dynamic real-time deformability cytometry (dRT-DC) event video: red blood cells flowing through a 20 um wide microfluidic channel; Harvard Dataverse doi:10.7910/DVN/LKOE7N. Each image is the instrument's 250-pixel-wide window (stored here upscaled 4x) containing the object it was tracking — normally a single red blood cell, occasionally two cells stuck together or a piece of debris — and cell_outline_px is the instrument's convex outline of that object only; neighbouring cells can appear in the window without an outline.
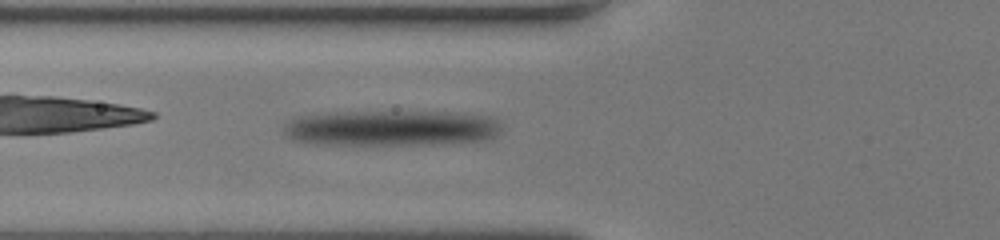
{"species": "human", "species_latin": "Homo sapiens", "temperature_condition": "room temperature", "stored_images_in_passage": 42, "camera_frame_rate_fps": 3000, "um_per_image_px": 0.085, "donor": {"sex": "female"}, "frame": {"image": 1, "passage_image": 3, "time_ms": 0.667, "image_size_px": [1000, 240], "cell_outline_px": [[500, 132], [492, 140], [444, 144], [312, 144], [292, 140], [284, 136], [284, 124], [292, 116], [324, 112], [456, 112], [488, 116], [496, 120], [500, 128]], "centroid_in_image_um": [33.2, 10.88], "position_along_channel_um": 92.6, "area_um2": 46.07}}
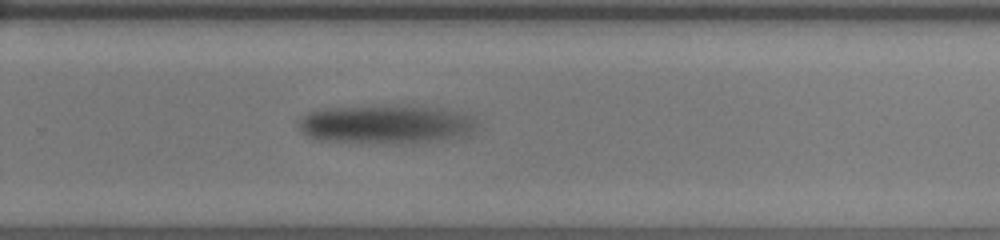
{"frame": {"image": 2, "passage_image": 22, "time_ms": 7.0, "image_size_px": [1000, 240], "cell_outline_px": [[476, 128], [468, 136], [444, 140], [416, 144], [396, 144], [316, 140], [308, 136], [300, 128], [300, 116], [308, 112], [320, 108], [392, 104], [408, 104], [444, 108], [464, 112], [472, 116], [476, 120]], "centroid_in_image_um": [32.9, 10.55], "position_along_channel_um": 296.9, "area_um2": 42.02}}
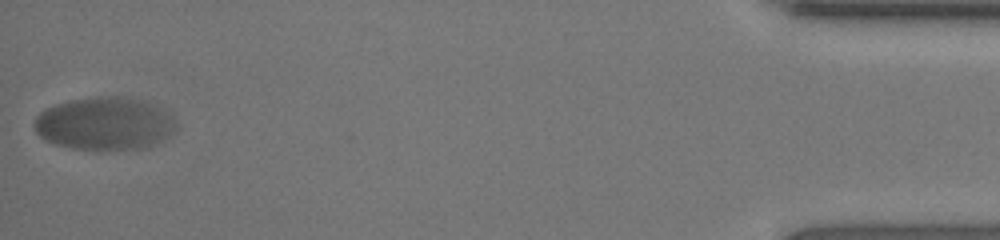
{"frame": {"image": 3, "passage_image": 42, "time_ms": 13.667, "image_size_px": [1000, 240], "cell_outline_px": [[176, 132], [164, 140], [148, 148], [72, 148], [52, 144], [40, 136], [36, 132], [32, 124], [36, 116], [44, 108], [68, 100], [100, 96], [120, 96], [148, 100], [172, 112], [176, 116]], "centroid_in_image_um": [8.96, 10.47], "position_along_channel_um": 426.2, "area_um2": 44.51}, "authors_computed_cell_mechanics": {"area_um2": 42.3963, "velocity_mm_per_s": 3.257, "shape_relaxation_time_tau1_ms": 7.1556, "shape_relaxation_time_tau2_ms": null, "deformation_change_tau1": 0.325, "deformation_change_tau2": null}}